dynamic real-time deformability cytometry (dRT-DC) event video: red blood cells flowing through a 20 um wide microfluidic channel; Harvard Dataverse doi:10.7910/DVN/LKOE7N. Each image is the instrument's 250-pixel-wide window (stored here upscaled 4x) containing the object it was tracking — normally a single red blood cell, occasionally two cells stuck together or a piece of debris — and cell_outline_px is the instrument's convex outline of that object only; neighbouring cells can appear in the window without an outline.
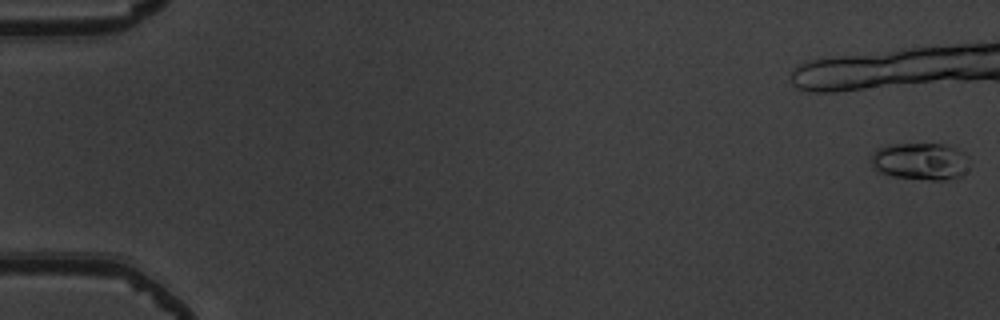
{"species": "common noctule bat (a hibernating species)", "species_latin": "Nyctalus noctula", "temperature_condition": "warm", "stored_images_in_passage": 22, "camera_frame_rate_fps": 3000, "um_per_image_px": 0.085, "animal": {"sex": "male", "body_mass_g": 19.5, "forearm_length_mm": 54.6}, "frame": {"image": 1, "passage_image": 1, "time_ms": 0.0, "image_size_px": [1000, 320], "cell_outline_px": [[968, 168], [960, 176], [944, 180], [928, 180], [892, 176], [880, 172], [872, 168], [868, 160], [872, 152], [876, 148], [892, 144], [944, 144], [956, 148], [964, 152], [968, 156]], "centroid_in_image_um": [78.18, 13.71], "position_along_channel_um": 6.8, "area_um2": 21.68}}